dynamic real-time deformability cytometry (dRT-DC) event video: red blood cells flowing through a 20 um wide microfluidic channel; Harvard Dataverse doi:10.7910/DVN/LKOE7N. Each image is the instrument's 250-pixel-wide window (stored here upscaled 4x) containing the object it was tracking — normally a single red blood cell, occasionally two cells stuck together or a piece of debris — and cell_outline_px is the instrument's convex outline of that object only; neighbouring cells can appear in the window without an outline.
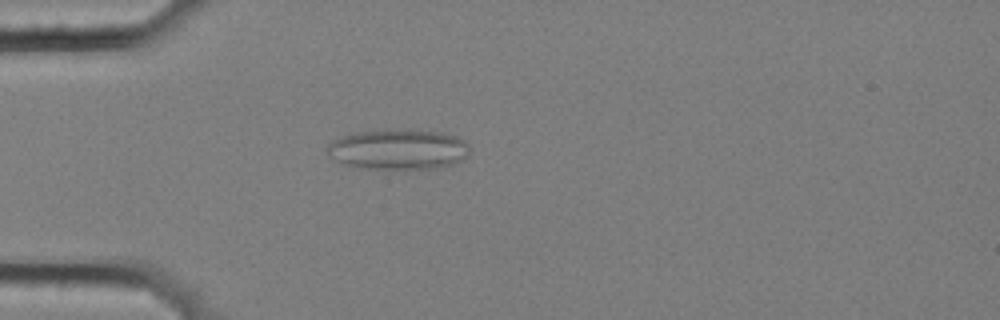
{"species": "common noctule bat (a hibernating species)", "species_latin": "Nyctalus noctula", "temperature_condition": "cold", "stored_images_in_passage": 6, "camera_frame_rate_fps": 3000, "um_per_image_px": 0.085, "animal": {"sex": "female", "body_mass_g": 25.1}, "frame": {"image": 1, "passage_image": 6, "time_ms": 1.667, "image_size_px": [1000, 320], "cell_outline_px": [[468, 156], [452, 164], [432, 168], [360, 168], [344, 164], [336, 160], [328, 152], [328, 144], [332, 140], [340, 136], [360, 132], [408, 128], [436, 132], [456, 136], [464, 140], [468, 144]], "centroid_in_image_um": [33.85, 12.68], "position_along_channel_um": 51.1, "area_um2": 33.18}}